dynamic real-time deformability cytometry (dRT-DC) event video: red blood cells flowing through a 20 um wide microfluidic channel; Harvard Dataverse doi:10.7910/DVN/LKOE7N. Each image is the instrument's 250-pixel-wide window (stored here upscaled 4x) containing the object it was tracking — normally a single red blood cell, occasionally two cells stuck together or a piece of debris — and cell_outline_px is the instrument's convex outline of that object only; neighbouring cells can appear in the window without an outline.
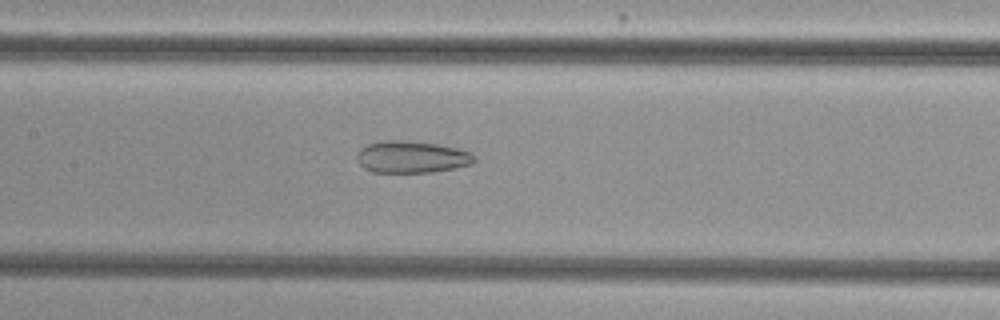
{"species": "common noctule bat (a hibernating species)", "species_latin": "Nyctalus noctula", "temperature_condition": "cold", "stored_images_in_passage": 53, "camera_frame_rate_fps": 3000, "um_per_image_px": 0.085, "animal": {"sex": "female", "body_mass_g": 29.2, "forearm_length_mm": 56.3}, "frame": {"image": 1, "passage_image": 26, "time_ms": 8.333, "image_size_px": [1000, 320], "cell_outline_px": [[476, 160], [472, 164], [456, 168], [432, 172], [372, 172], [364, 168], [360, 164], [356, 156], [360, 148], [368, 144], [384, 140], [396, 140], [436, 144], [456, 148], [472, 152], [476, 156]], "centroid_in_image_um": [35.01, 13.35], "position_along_channel_um": 172.4, "area_um2": 21.85}}
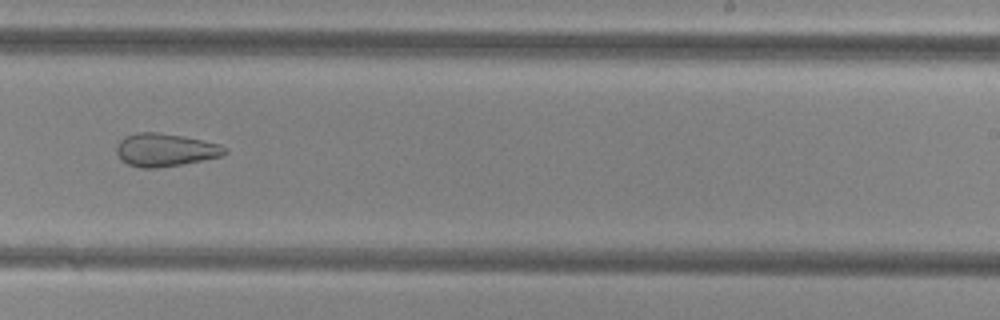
{"frame": {"image": 2, "passage_image": 34, "time_ms": 11.0, "image_size_px": [1000, 320], "cell_outline_px": [[228, 152], [220, 156], [180, 164], [156, 168], [140, 168], [128, 164], [116, 152], [116, 144], [124, 136], [136, 132], [160, 132], [184, 136], [220, 144], [228, 148]], "centroid_in_image_um": [14.03, 12.72], "position_along_channel_um": 275.0, "area_um2": 20.75}}
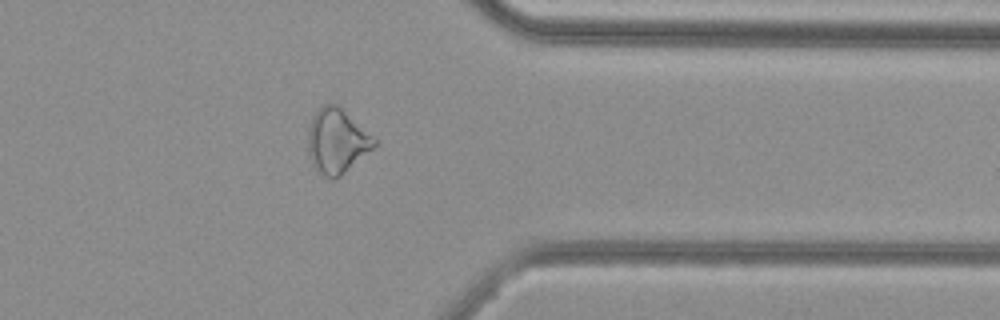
{"frame": {"image": 3, "passage_image": 43, "time_ms": 14.0, "image_size_px": [1000, 320], "cell_outline_px": [[376, 144], [372, 148], [336, 180], [332, 180], [316, 172], [312, 164], [308, 152], [308, 128], [312, 116], [324, 104], [336, 104], [372, 136], [376, 140]], "centroid_in_image_um": [28.58, 12.03], "position_along_channel_um": 382.8, "area_um2": 24.57}, "authors_computed_cell_mechanics": {"area_um2": 26.5302, "velocity_mm_per_s": 3.8547, "shape_relaxation_time_tau1_ms": null, "shape_relaxation_time_tau2_ms": 3.5115, "deformation_change_tau1": null, "deformation_change_tau2": 0.122}}